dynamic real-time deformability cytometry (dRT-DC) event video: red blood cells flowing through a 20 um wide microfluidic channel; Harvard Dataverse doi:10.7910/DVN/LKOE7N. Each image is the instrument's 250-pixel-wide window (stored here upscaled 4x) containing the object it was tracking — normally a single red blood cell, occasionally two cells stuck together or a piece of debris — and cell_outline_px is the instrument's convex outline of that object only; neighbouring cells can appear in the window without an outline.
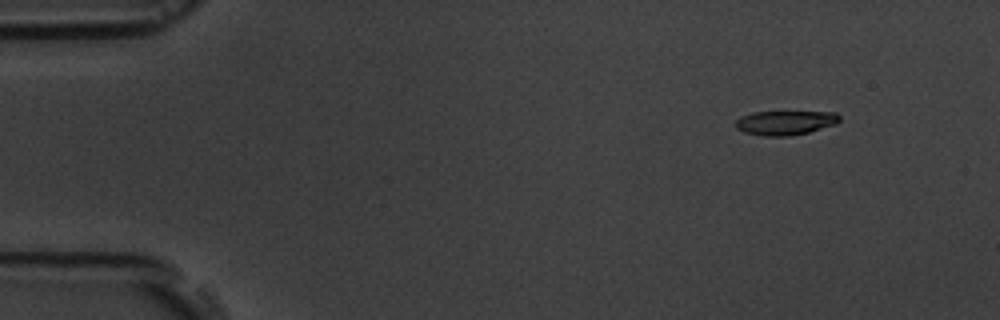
{"species": "common noctule bat (a hibernating species)", "species_latin": "Nyctalus noctula", "temperature_condition": "room temperature", "stored_images_in_passage": 4, "camera_frame_rate_fps": 3000, "um_per_image_px": 0.085, "animal": {"sex": "male", "body_mass_g": 19.5, "forearm_length_mm": 54.6}, "frame": {"image": 1, "passage_image": 2, "time_ms": 1.0, "image_size_px": [1000, 320], "cell_outline_px": [[840, 120], [836, 124], [808, 132], [788, 136], [764, 136], [744, 132], [736, 128], [736, 120], [752, 112], [836, 112], [840, 116]], "centroid_in_image_um": [66.77, 10.43], "position_along_channel_um": 18.2, "area_um2": 14.57}}